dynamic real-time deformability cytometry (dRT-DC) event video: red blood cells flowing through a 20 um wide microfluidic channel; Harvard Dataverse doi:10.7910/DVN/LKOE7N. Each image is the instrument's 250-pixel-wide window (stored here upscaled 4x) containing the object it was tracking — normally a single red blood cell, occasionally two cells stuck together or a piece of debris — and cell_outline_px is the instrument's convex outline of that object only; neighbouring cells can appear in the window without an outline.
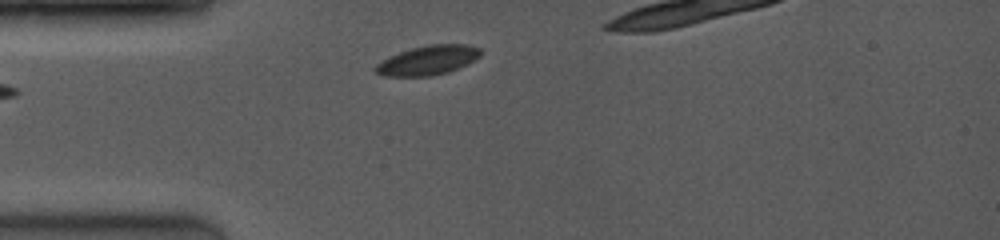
{"species": "common noctule bat (a hibernating species)", "species_latin": "Nyctalus noctula", "temperature_condition": "room temperature", "stored_images_in_passage": 45, "camera_frame_rate_fps": 4000, "um_per_image_px": 0.085, "animal": {"sex": "female", "body_mass_g": 19.0, "forearm_length_mm": 53.3}, "frame": {"image": 1, "passage_image": 2, "time_ms": 0.25, "image_size_px": [1000, 240], "cell_outline_px": [[480, 56], [476, 60], [468, 64], [448, 72], [432, 76], [384, 76], [372, 72], [372, 68], [376, 64], [400, 52], [412, 48], [432, 44], [468, 44], [480, 48]], "centroid_in_image_um": [36.38, 5.13], "position_along_channel_um": 48.6, "area_um2": 18.03}}
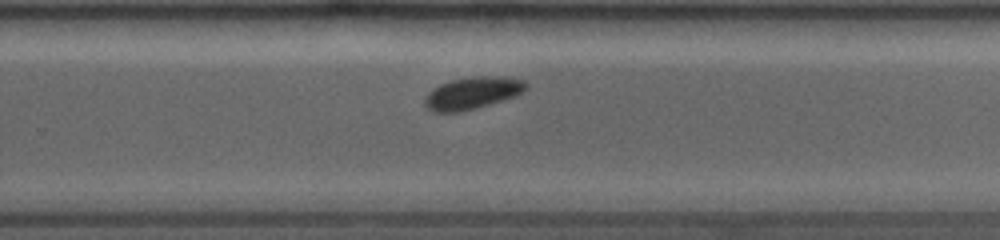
{"frame": {"image": 2, "passage_image": 30, "time_ms": 6.5, "image_size_px": [1000, 240], "cell_outline_px": [[528, 88], [512, 96], [488, 104], [460, 112], [432, 112], [424, 104], [424, 96], [440, 84], [452, 80], [480, 76], [484, 76], [524, 80], [528, 84]], "centroid_in_image_um": [40.09, 7.92], "position_along_channel_um": 289.7, "area_um2": 18.32}}
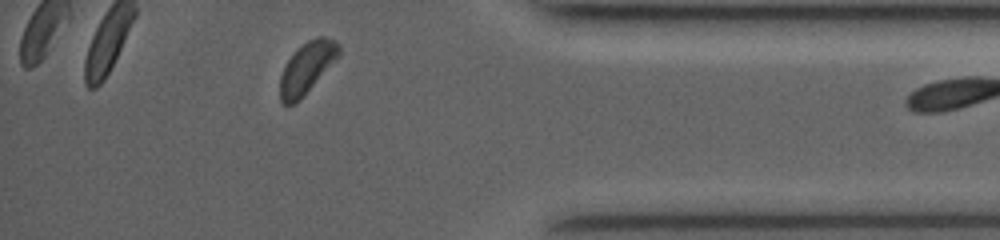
{"frame": {"image": 3, "passage_image": 44, "time_ms": 9.75, "image_size_px": [1000, 240], "cell_outline_px": [[340, 52], [304, 96], [296, 104], [284, 104], [280, 100], [280, 76], [288, 60], [308, 40], [320, 36], [324, 36], [340, 44]], "centroid_in_image_um": [26.06, 5.79], "position_along_channel_um": 409.1, "area_um2": 16.88}}